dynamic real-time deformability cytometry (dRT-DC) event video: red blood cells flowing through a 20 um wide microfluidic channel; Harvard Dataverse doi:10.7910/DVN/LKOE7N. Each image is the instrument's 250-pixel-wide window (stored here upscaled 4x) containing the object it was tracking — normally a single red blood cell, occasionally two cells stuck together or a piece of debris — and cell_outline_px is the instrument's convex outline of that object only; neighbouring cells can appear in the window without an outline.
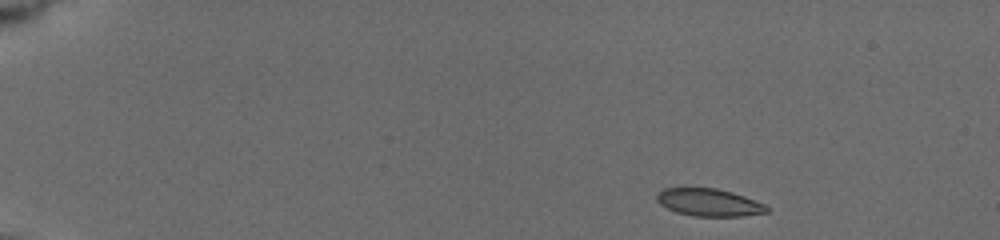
{"species": "common noctule bat (a hibernating species)", "species_latin": "Nyctalus noctula", "temperature_condition": "cold", "stored_images_in_passage": 6, "camera_frame_rate_fps": 3000, "um_per_image_px": 0.085, "animal": {"sex": "female", "body_mass_g": 19.5, "forearm_length_mm": 54.1}, "frame": {"image": 1, "passage_image": 1, "time_ms": 0.0, "image_size_px": [1000, 240], "cell_outline_px": [[768, 212], [740, 216], [692, 216], [676, 212], [660, 204], [656, 200], [656, 192], [664, 188], [716, 188], [732, 192], [744, 196], [764, 204], [768, 208]], "centroid_in_image_um": [60.22, 17.2], "position_along_channel_um": 24.8, "area_um2": 17.57}}
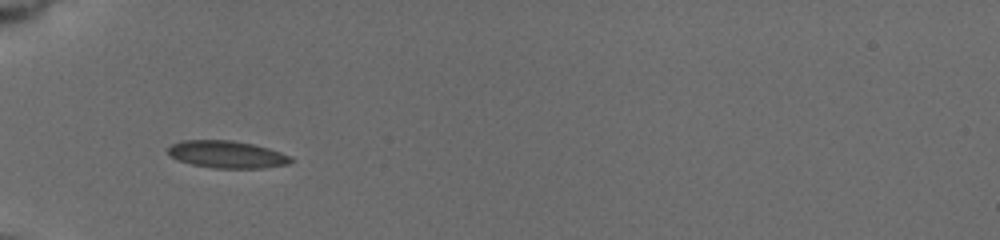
{"frame": {"image": 2, "passage_image": 5, "time_ms": 4.0, "image_size_px": [1000, 240], "cell_outline_px": [[296, 160], [288, 164], [264, 168], [212, 168], [192, 164], [180, 160], [172, 156], [168, 152], [168, 148], [172, 144], [180, 140], [232, 140], [252, 144], [268, 148], [292, 156]], "centroid_in_image_um": [19.34, 13.12], "position_along_channel_um": 65.7, "area_um2": 19.54}}
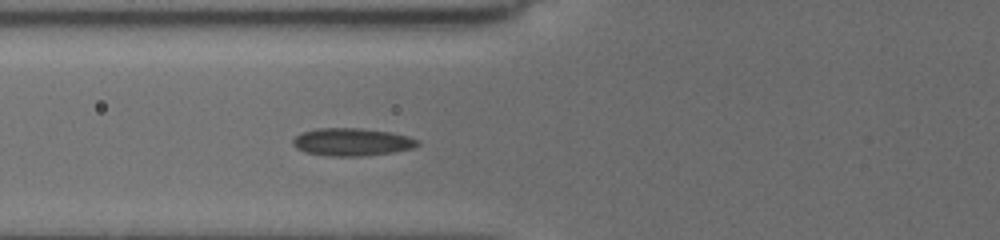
{"frame": {"image": 3, "passage_image": 6, "time_ms": 5.0, "image_size_px": [1000, 240], "cell_outline_px": [[420, 144], [416, 148], [392, 152], [360, 156], [324, 156], [304, 152], [296, 148], [292, 144], [292, 140], [300, 132], [316, 128], [360, 128], [392, 132], [408, 136], [420, 140]], "centroid_in_image_um": [29.91, 12.06], "position_along_channel_um": 95.9, "area_um2": 20.46}}